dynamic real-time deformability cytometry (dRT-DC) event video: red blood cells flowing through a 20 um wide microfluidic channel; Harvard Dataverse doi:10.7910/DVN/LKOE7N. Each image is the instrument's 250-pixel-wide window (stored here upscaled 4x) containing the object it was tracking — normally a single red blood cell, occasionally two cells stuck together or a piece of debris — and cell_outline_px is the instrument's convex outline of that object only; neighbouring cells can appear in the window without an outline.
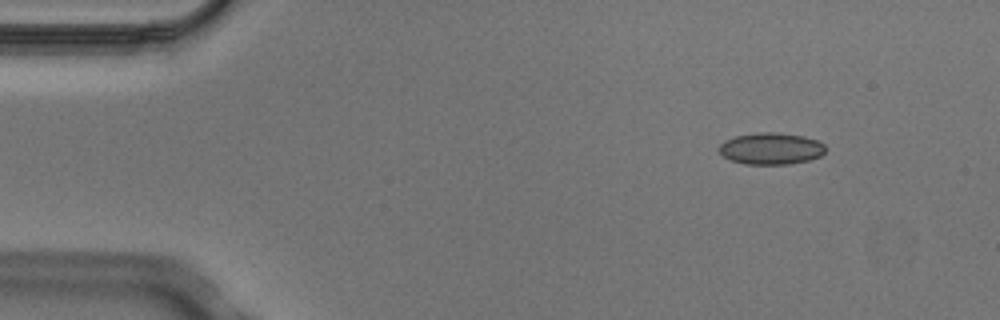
{"species": "Egyptian fruit bat (a non-hibernating species)", "species_latin": "Rousettus aegyptiacus", "temperature_condition": "cold", "stored_images_in_passage": 4, "camera_frame_rate_fps": 3000, "um_per_image_px": 0.085, "animal": {"sex": "male"}, "frame": {"image": 1, "passage_image": 1, "time_ms": 0.0, "image_size_px": [1000, 320], "cell_outline_px": [[824, 152], [820, 156], [808, 160], [788, 164], [744, 164], [732, 160], [724, 156], [716, 148], [724, 140], [736, 136], [756, 132], [776, 132], [804, 136], [816, 140], [824, 144]], "centroid_in_image_um": [65.5, 12.62], "position_along_channel_um": 19.5, "area_um2": 19.65}}
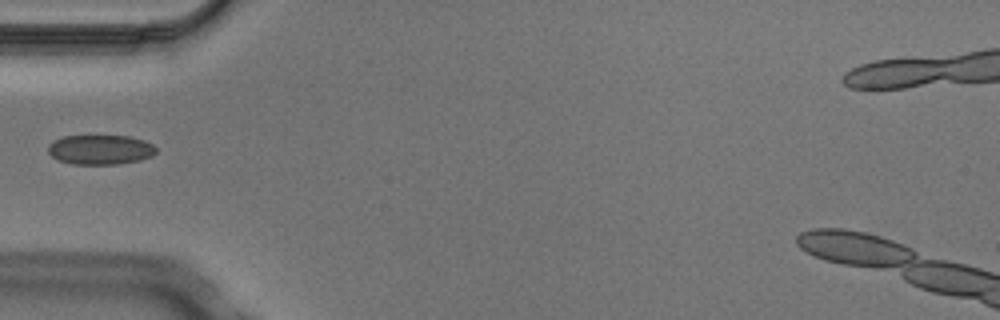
{"frame": {"image": 2, "passage_image": 4, "time_ms": 1.0, "image_size_px": [1000, 320], "cell_outline_px": [[156, 152], [152, 156], [140, 160], [120, 164], [72, 164], [60, 160], [52, 156], [48, 152], [48, 144], [52, 140], [64, 136], [128, 136], [144, 140], [152, 144], [156, 148]], "centroid_in_image_um": [8.52, 12.72], "position_along_channel_um": 76.5, "area_um2": 18.73}}